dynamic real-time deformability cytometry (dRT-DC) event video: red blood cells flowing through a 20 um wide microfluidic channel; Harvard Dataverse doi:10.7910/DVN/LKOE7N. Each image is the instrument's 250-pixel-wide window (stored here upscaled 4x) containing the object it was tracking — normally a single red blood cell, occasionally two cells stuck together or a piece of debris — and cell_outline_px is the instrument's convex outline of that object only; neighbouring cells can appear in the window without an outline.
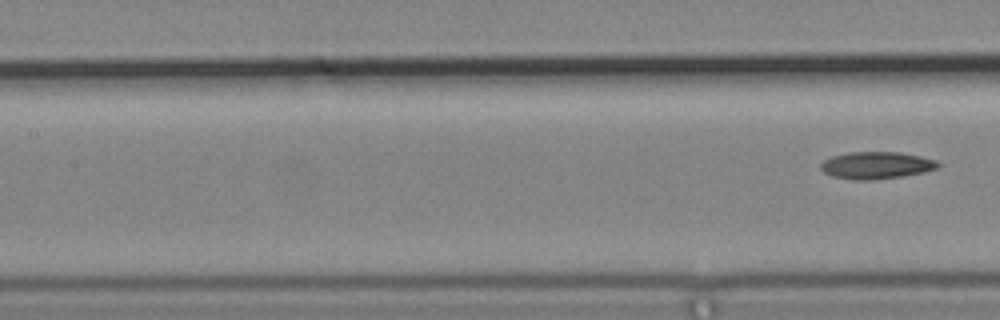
{"species": "common noctule bat (a hibernating species)", "species_latin": "Nyctalus noctula", "temperature_condition": "cold", "stored_images_in_passage": 8, "segment_of_instrument_passage": [2, 2], "camera_frame_rate_fps": 3000, "um_per_image_px": 0.085, "animal": {"sex": "male", "body_mass_g": 19.2, "forearm_length_mm": 51.8}, "frame": {"image": 1, "passage_image": 8, "time_ms": 2.333, "image_size_px": [1000, 320], "cell_outline_px": [[940, 164], [936, 168], [924, 172], [904, 176], [872, 180], [852, 180], [832, 176], [824, 172], [820, 168], [820, 164], [824, 160], [832, 156], [848, 152], [900, 152], [920, 156], [936, 160]], "centroid_in_image_um": [74.47, 14.05], "position_along_channel_um": 132.9, "area_um2": 18.61}}